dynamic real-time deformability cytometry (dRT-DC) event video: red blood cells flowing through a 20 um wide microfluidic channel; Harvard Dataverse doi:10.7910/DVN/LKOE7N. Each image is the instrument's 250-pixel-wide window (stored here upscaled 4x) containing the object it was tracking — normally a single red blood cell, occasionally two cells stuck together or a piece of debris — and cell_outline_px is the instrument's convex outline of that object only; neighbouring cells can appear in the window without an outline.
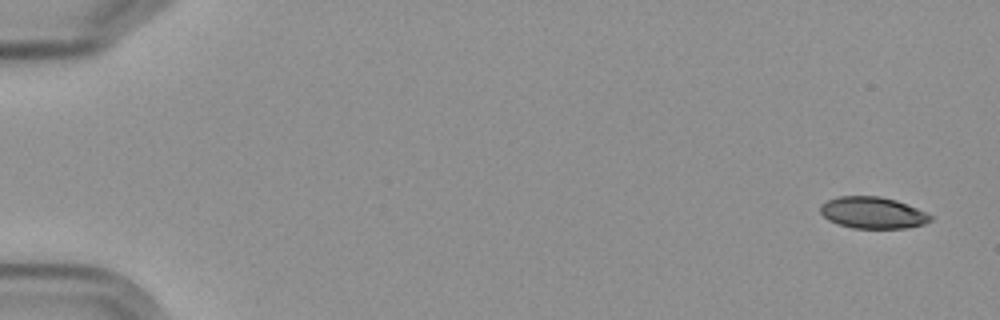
{"species": "Egyptian fruit bat (a non-hibernating species)", "species_latin": "Rousettus aegyptiacus", "temperature_condition": "cold", "stored_images_in_passage": 6, "camera_frame_rate_fps": 3000, "um_per_image_px": 0.085, "frame": {"image": 1, "passage_image": 1, "time_ms": 0.0, "image_size_px": [1000, 320], "cell_outline_px": [[932, 220], [924, 224], [904, 228], [852, 228], [828, 220], [820, 212], [820, 204], [828, 200], [840, 196], [880, 196], [896, 200], [916, 208], [932, 216]], "centroid_in_image_um": [74.16, 18.08], "position_along_channel_um": 10.8, "area_um2": 20.11}}
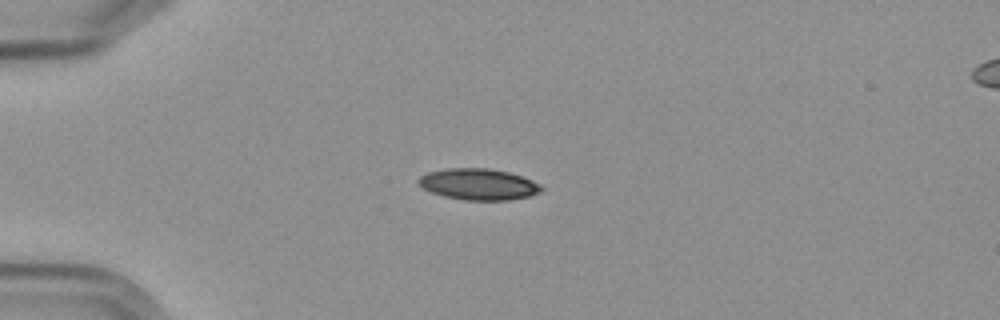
{"frame": {"image": 2, "passage_image": 4, "time_ms": 4.333, "image_size_px": [1000, 320], "cell_outline_px": [[544, 188], [540, 192], [528, 196], [508, 200], [464, 200], [444, 196], [432, 192], [424, 188], [416, 180], [420, 176], [428, 172], [448, 168], [488, 168], [508, 172], [532, 180], [540, 184]], "centroid_in_image_um": [40.67, 15.66], "position_along_channel_um": 44.3, "area_um2": 22.25}}
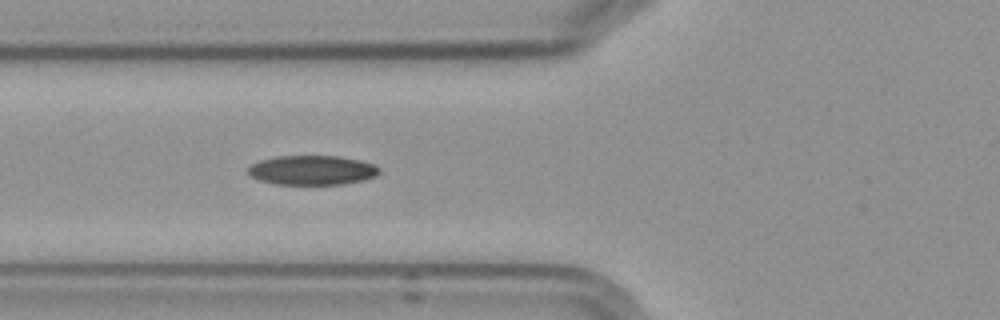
{"frame": {"image": 3, "passage_image": 6, "time_ms": 6.667, "image_size_px": [1000, 320], "cell_outline_px": [[380, 172], [376, 176], [364, 180], [344, 184], [276, 184], [260, 180], [252, 176], [248, 172], [248, 168], [252, 164], [260, 160], [276, 156], [336, 156], [360, 160], [372, 164], [380, 168]], "centroid_in_image_um": [26.55, 14.46], "position_along_channel_um": 99.3, "area_um2": 22.43}}